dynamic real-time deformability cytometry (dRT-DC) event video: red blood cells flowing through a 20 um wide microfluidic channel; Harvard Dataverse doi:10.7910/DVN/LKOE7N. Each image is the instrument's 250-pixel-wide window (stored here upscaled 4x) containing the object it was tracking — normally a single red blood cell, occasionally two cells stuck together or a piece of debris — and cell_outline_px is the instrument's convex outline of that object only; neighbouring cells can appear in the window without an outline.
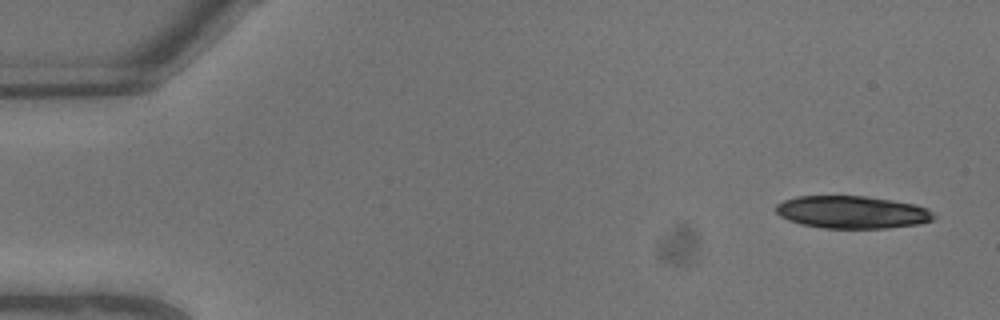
{"species": "common noctule bat (a hibernating species)", "species_latin": "Nyctalus noctula", "temperature_condition": "warm", "stored_images_in_passage": 9, "camera_frame_rate_fps": 3000, "um_per_image_px": 0.085, "animal": {"sex": "male", "body_mass_g": 13.3}, "frame": {"image": 1, "passage_image": 1, "time_ms": 0.0, "image_size_px": [1000, 320], "cell_outline_px": [[936, 216], [932, 220], [920, 224], [888, 228], [824, 228], [800, 224], [788, 220], [780, 216], [776, 212], [776, 204], [784, 200], [796, 196], [868, 196], [916, 204], [928, 208]], "centroid_in_image_um": [72.44, 18.03], "position_along_channel_um": 12.6, "area_um2": 30.17}}
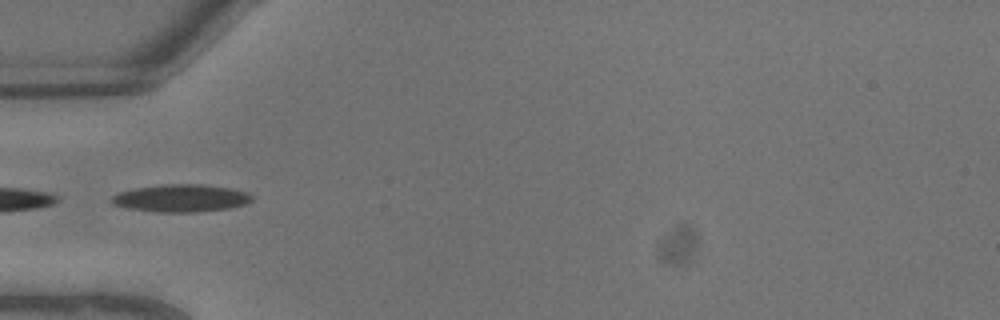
{"frame": {"image": 2, "passage_image": 7, "time_ms": 2.0, "image_size_px": [1000, 320], "cell_outline_px": [[252, 200], [244, 204], [228, 208], [196, 212], [156, 212], [128, 208], [112, 204], [108, 200], [112, 196], [120, 192], [132, 188], [164, 184], [200, 184], [232, 188], [248, 192], [252, 196]], "centroid_in_image_um": [15.35, 16.84], "position_along_channel_um": 69.7, "area_um2": 22.6}}